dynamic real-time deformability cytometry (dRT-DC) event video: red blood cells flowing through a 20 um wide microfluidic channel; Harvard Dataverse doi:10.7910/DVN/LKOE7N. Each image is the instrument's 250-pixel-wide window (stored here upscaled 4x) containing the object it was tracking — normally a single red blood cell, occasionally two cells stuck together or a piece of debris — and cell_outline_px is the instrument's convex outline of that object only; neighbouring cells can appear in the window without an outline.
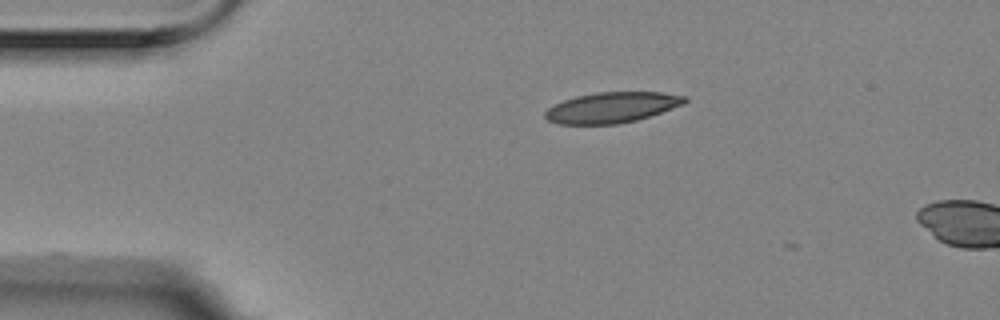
{"species": "Egyptian fruit bat (a non-hibernating species)", "species_latin": "Rousettus aegyptiacus", "temperature_condition": "room temperature", "stored_images_in_passage": 2, "camera_frame_rate_fps": 3000, "um_per_image_px": 0.085, "animal": {"sex": "female"}, "frame": {"image": 1, "passage_image": 1, "time_ms": 0.0, "image_size_px": [1000, 320], "cell_outline_px": [[688, 100], [684, 104], [636, 120], [620, 124], [556, 124], [548, 120], [544, 116], [544, 112], [548, 108], [564, 100], [576, 96], [596, 92], [660, 92], [688, 96]], "centroid_in_image_um": [52.0, 9.13], "position_along_channel_um": 33.0, "area_um2": 24.85}}